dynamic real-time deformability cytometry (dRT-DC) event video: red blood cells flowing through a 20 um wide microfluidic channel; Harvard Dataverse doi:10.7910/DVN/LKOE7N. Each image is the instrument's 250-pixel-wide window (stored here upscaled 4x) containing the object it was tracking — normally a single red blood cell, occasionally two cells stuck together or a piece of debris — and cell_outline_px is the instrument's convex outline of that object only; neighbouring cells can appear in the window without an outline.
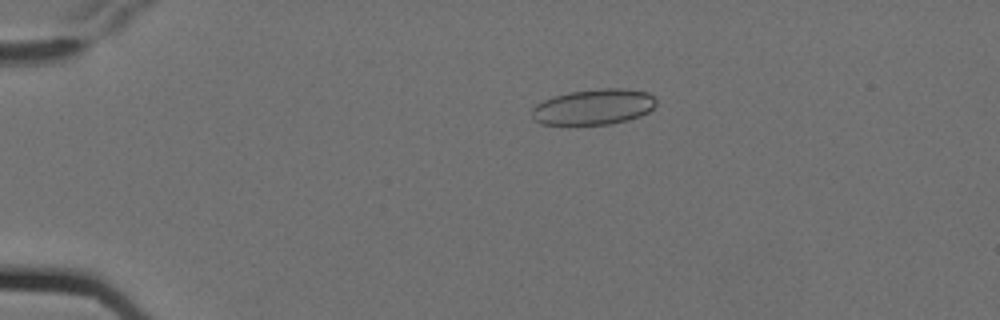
{"species": "Egyptian fruit bat (a non-hibernating species)", "species_latin": "Rousettus aegyptiacus", "temperature_condition": "cold", "stored_images_in_passage": 7, "camera_frame_rate_fps": 3000, "um_per_image_px": 0.085, "animal": {"sex": "female"}, "frame": {"image": 1, "passage_image": 4, "time_ms": 1.0, "image_size_px": [1000, 320], "cell_outline_px": [[656, 104], [648, 112], [640, 116], [628, 120], [612, 124], [568, 128], [540, 124], [532, 116], [532, 108], [536, 104], [544, 100], [556, 96], [572, 92], [600, 88], [620, 88], [648, 92], [656, 100]], "centroid_in_image_um": [50.41, 9.15], "position_along_channel_um": 34.6, "area_um2": 26.65}}
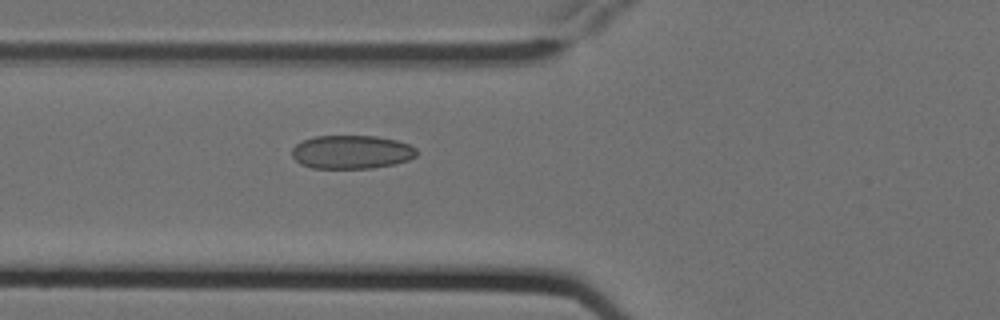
{"frame": {"image": 2, "passage_image": 7, "time_ms": 2.0, "image_size_px": [1000, 320], "cell_outline_px": [[416, 156], [408, 160], [396, 164], [372, 168], [312, 168], [300, 164], [292, 156], [292, 148], [296, 144], [304, 140], [316, 136], [376, 136], [396, 140], [408, 144], [416, 148]], "centroid_in_image_um": [29.88, 12.92], "position_along_channel_um": 95.9, "area_um2": 24.39}}